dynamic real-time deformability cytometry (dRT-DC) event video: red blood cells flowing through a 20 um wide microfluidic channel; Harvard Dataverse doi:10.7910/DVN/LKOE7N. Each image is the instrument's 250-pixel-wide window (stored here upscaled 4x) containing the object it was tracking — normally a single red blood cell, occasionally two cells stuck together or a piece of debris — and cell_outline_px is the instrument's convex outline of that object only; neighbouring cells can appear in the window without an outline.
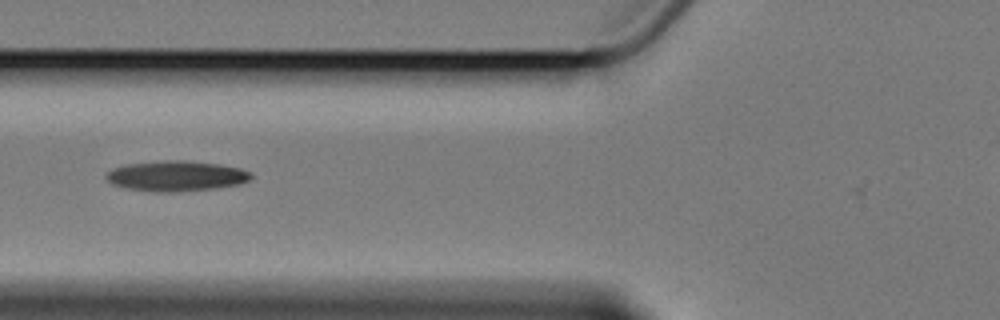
{"species": "Egyptian fruit bat (a non-hibernating species)", "species_latin": "Rousettus aegyptiacus", "temperature_condition": "cold", "stored_images_in_passage": 11, "segment_of_instrument_passage": [1, 2], "camera_frame_rate_fps": 3000, "um_per_image_px": 0.085, "animal": {"sex": "female"}, "frame": {"image": 1, "passage_image": 5, "time_ms": 4.667, "image_size_px": [1000, 320], "cell_outline_px": [[252, 176], [248, 180], [240, 184], [212, 188], [172, 192], [156, 192], [128, 188], [112, 184], [108, 180], [108, 172], [116, 168], [128, 164], [164, 160], [184, 160], [220, 164], [240, 168], [252, 172]], "centroid_in_image_um": [15.03, 14.95], "position_along_channel_um": 110.8, "area_um2": 25.26}}
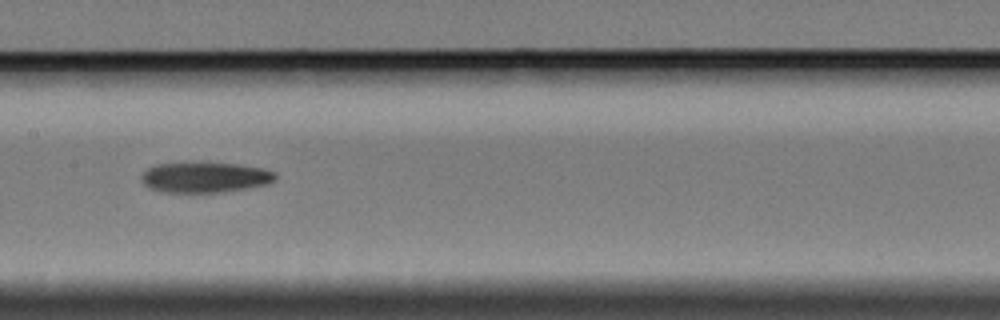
{"frame": {"image": 2, "passage_image": 7, "time_ms": 7.0, "image_size_px": [1000, 320], "cell_outline_px": [[276, 180], [268, 184], [220, 192], [168, 192], [152, 188], [144, 184], [140, 180], [140, 176], [148, 168], [156, 164], [236, 164], [264, 168], [276, 172]], "centroid_in_image_um": [17.46, 15.08], "position_along_channel_um": 189.9, "area_um2": 23.18}}
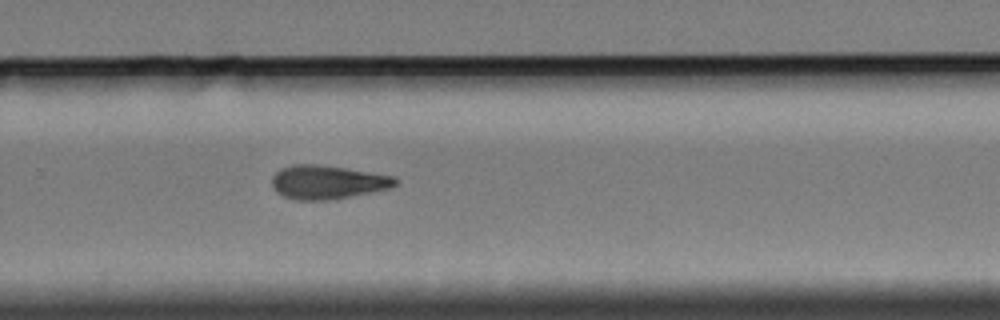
{"frame": {"image": 3, "passage_image": 10, "time_ms": 10.333, "image_size_px": [1000, 320], "cell_outline_px": [[396, 184], [392, 188], [328, 200], [296, 200], [284, 196], [276, 192], [272, 188], [272, 176], [276, 172], [292, 164], [316, 164], [344, 168], [396, 176]], "centroid_in_image_um": [27.82, 15.48], "position_along_channel_um": 302.0, "area_um2": 24.1}}